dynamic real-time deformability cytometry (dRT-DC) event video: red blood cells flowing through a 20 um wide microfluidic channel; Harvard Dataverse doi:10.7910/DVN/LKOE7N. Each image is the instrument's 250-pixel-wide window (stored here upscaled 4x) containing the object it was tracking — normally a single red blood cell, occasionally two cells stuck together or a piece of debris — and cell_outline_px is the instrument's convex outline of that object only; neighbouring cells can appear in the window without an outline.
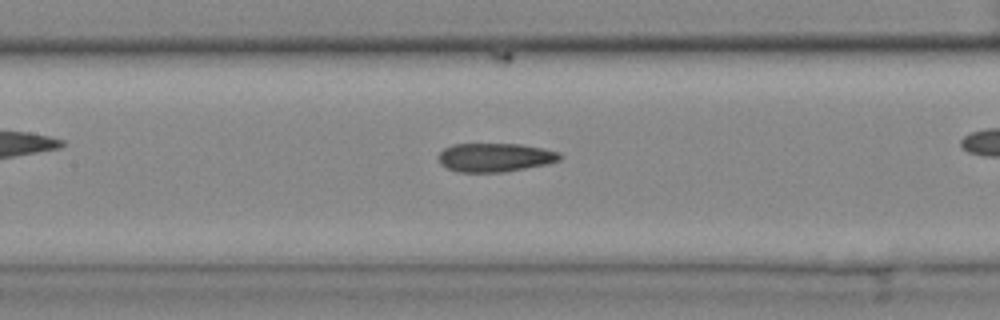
{"species": "common noctule bat (a hibernating species)", "species_latin": "Nyctalus noctula", "temperature_condition": "cold", "stored_images_in_passage": 43, "camera_frame_rate_fps": 3000, "um_per_image_px": 0.085, "animal": {"sex": "female", "body_mass_g": 25.1}, "frame": {"image": 1, "passage_image": 25, "time_ms": 8.0, "image_size_px": [1000, 320], "cell_outline_px": [[564, 156], [560, 160], [548, 164], [504, 172], [456, 172], [440, 164], [440, 152], [444, 148], [452, 144], [520, 144], [544, 148], [560, 152]], "centroid_in_image_um": [42.13, 13.38], "position_along_channel_um": 165.3, "area_um2": 20.46}}